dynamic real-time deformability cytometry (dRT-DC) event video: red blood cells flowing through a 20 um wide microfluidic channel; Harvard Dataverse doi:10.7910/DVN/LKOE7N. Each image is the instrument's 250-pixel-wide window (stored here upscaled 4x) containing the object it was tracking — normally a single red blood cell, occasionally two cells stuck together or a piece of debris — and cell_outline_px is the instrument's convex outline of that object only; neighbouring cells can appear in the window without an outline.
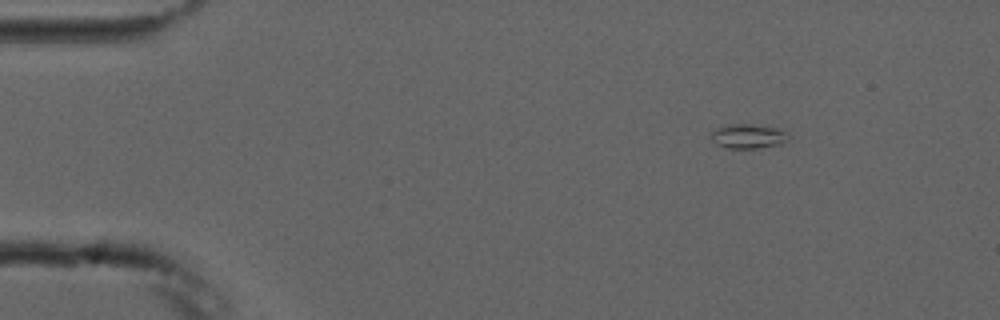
{"species": "common noctule bat (a hibernating species)", "species_latin": "Nyctalus noctula", "temperature_condition": "cold", "stored_images_in_passage": 6, "camera_frame_rate_fps": 3000, "um_per_image_px": 0.085, "animal": {"sex": "male", "forearm_length_mm": 52.5}, "frame": {"image": 1, "passage_image": 1, "time_ms": 0.0, "image_size_px": [1000, 320], "cell_outline_px": [[792, 136], [788, 140], [780, 144], [756, 148], [728, 148], [716, 144], [712, 140], [712, 132], [716, 128], [728, 124], [748, 124], [776, 128]], "centroid_in_image_um": [63.59, 11.58], "position_along_channel_um": 21.4, "area_um2": 10.87}}